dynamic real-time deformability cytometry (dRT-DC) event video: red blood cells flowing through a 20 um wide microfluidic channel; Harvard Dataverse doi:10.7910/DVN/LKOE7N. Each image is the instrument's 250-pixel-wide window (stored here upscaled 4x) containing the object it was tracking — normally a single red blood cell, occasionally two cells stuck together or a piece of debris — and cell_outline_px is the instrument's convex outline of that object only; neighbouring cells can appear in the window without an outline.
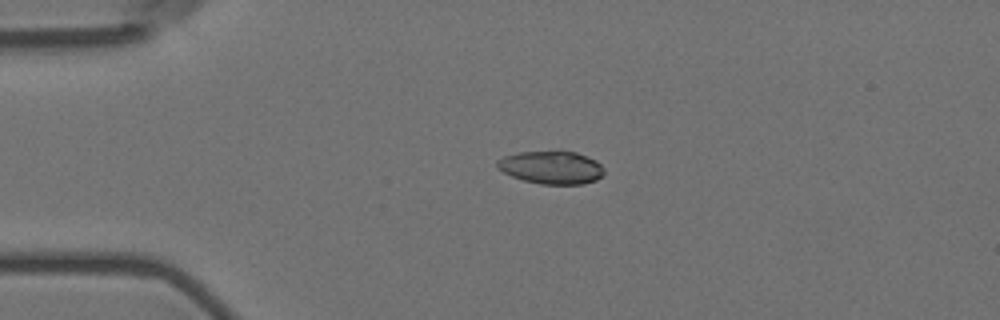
{"species": "Egyptian fruit bat (a non-hibernating species)", "species_latin": "Rousettus aegyptiacus", "temperature_condition": "room temperature", "stored_images_in_passage": 5, "camera_frame_rate_fps": 3000, "um_per_image_px": 0.085, "animal": {"sex": "female"}, "frame": {"image": 1, "passage_image": 4, "time_ms": 1.0, "image_size_px": [1000, 320], "cell_outline_px": [[604, 172], [596, 180], [584, 184], [540, 184], [524, 180], [512, 176], [496, 168], [496, 160], [504, 156], [516, 152], [560, 148], [576, 152], [596, 160], [604, 168]], "centroid_in_image_um": [46.84, 14.18], "position_along_channel_um": 38.2, "area_um2": 21.27}}